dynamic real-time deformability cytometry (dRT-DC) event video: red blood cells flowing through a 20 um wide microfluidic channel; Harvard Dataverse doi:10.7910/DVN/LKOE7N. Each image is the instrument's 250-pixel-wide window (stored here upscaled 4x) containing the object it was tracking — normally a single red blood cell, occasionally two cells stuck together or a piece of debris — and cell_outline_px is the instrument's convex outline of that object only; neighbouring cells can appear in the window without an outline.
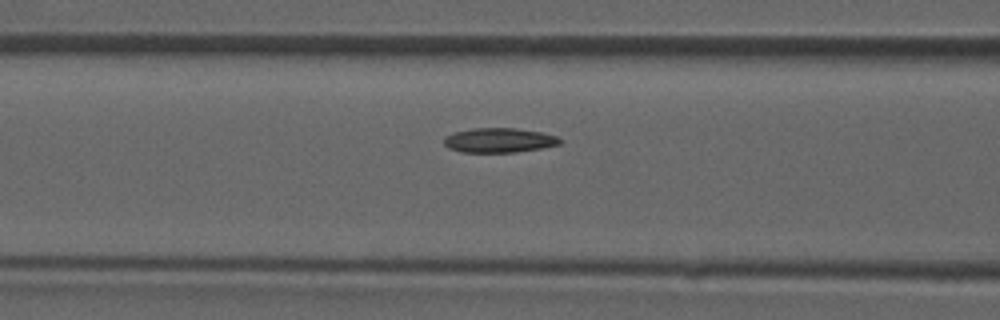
{"species": "common noctule bat (a hibernating species)", "species_latin": "Nyctalus noctula", "temperature_condition": "room temperature", "stored_images_in_passage": 45, "camera_frame_rate_fps": 3000, "um_per_image_px": 0.085, "animal": {"sex": "male", "forearm_length_mm": 52.5}, "frame": {"image": 1, "passage_image": 20, "time_ms": 6.333, "image_size_px": [1000, 320], "cell_outline_px": [[564, 140], [560, 144], [540, 148], [516, 152], [460, 152], [448, 148], [444, 144], [444, 136], [452, 132], [472, 128], [516, 128], [544, 132], [556, 136]], "centroid_in_image_um": [42.41, 11.91], "position_along_channel_um": 124.2, "area_um2": 16.82}}